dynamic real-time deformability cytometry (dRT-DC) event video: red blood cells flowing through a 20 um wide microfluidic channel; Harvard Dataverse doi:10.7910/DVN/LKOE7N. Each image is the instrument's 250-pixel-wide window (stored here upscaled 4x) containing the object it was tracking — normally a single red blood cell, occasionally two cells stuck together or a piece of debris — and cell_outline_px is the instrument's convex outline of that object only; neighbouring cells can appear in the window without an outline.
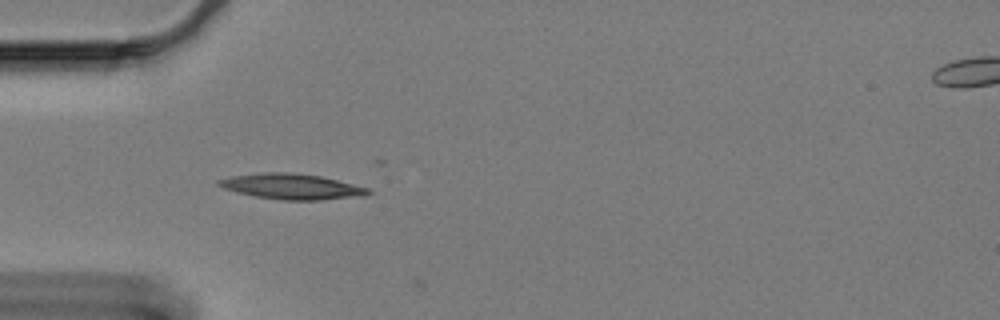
{"species": "Egyptian fruit bat (a non-hibernating species)", "species_latin": "Rousettus aegyptiacus", "temperature_condition": "cold", "stored_images_in_passage": 41, "camera_frame_rate_fps": 3000, "um_per_image_px": 0.085, "animal": {"sex": "female"}, "frame": {"image": 1, "passage_image": 1, "time_ms": 0.0, "image_size_px": [1000, 320], "cell_outline_px": [[372, 192], [364, 196], [320, 200], [280, 200], [256, 196], [236, 192], [224, 188], [216, 184], [216, 180], [232, 176], [264, 172], [292, 172], [320, 176], [368, 188]], "centroid_in_image_um": [24.78, 15.85], "position_along_channel_um": 60.2, "area_um2": 22.14}}
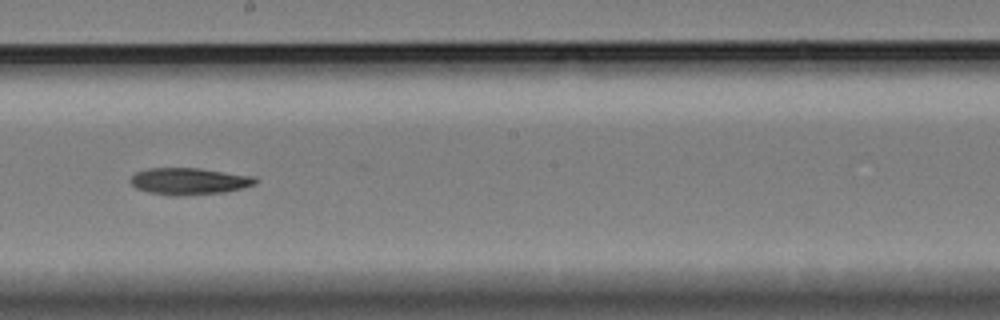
{"frame": {"image": 2, "passage_image": 17, "time_ms": 5.333, "image_size_px": [1000, 320], "cell_outline_px": [[256, 184], [224, 192], [176, 196], [168, 196], [136, 188], [128, 180], [136, 172], [148, 168], [200, 168], [256, 176]], "centroid_in_image_um": [16.07, 15.39], "position_along_channel_um": 232.1, "area_um2": 19.48}}
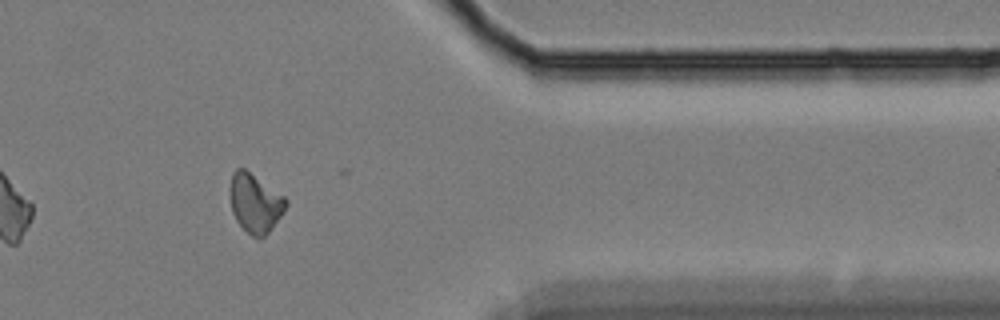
{"frame": {"image": 3, "passage_image": 33, "time_ms": 10.667, "image_size_px": [1000, 320], "cell_outline_px": [[288, 204], [284, 212], [268, 232], [260, 240], [252, 236], [236, 220], [232, 212], [232, 172], [236, 168], [244, 168], [284, 196], [288, 200]], "centroid_in_image_um": [21.73, 17.28], "position_along_channel_um": 389.7, "area_um2": 18.73}, "authors_computed_cell_mechanics": {"area_um2": 19.1896, "velocity_mm_per_s": 3.2762, "shape_relaxation_time_tau1_ms": 8.2473, "shape_relaxation_time_tau2_ms": null, "deformation_change_tau1": 0.1564, "deformation_change_tau2": null}}